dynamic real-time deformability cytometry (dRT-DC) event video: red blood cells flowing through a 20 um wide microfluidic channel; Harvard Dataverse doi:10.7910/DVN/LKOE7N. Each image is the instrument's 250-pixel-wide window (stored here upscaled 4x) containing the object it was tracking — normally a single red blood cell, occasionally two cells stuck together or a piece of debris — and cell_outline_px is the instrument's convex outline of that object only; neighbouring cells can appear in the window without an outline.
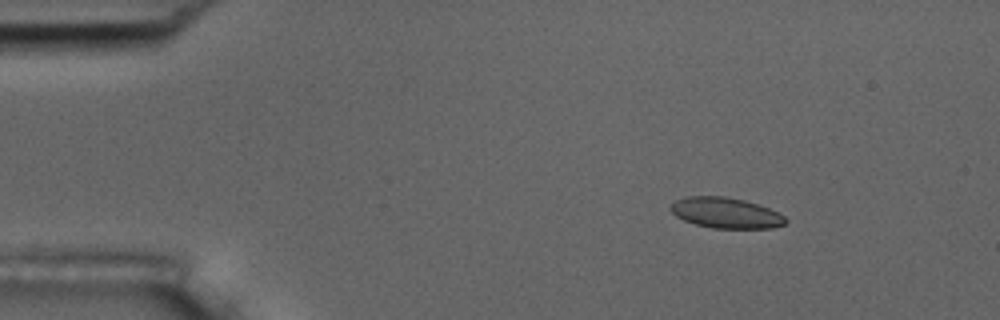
{"species": "common noctule bat (a hibernating species)", "species_latin": "Nyctalus noctula", "temperature_condition": "room temperature", "stored_images_in_passage": 4, "camera_frame_rate_fps": 3000, "um_per_image_px": 0.085, "animal": {"sex": "male", "body_mass_g": 17.5, "forearm_length_mm": 52.3}, "frame": {"image": 1, "passage_image": 2, "time_ms": 1.333, "image_size_px": [1000, 320], "cell_outline_px": [[788, 220], [784, 224], [772, 228], [712, 228], [696, 224], [684, 220], [676, 216], [668, 208], [676, 200], [684, 196], [724, 196], [744, 200], [768, 208], [784, 216]], "centroid_in_image_um": [61.66, 18.09], "position_along_channel_um": 23.3, "area_um2": 20.4}}